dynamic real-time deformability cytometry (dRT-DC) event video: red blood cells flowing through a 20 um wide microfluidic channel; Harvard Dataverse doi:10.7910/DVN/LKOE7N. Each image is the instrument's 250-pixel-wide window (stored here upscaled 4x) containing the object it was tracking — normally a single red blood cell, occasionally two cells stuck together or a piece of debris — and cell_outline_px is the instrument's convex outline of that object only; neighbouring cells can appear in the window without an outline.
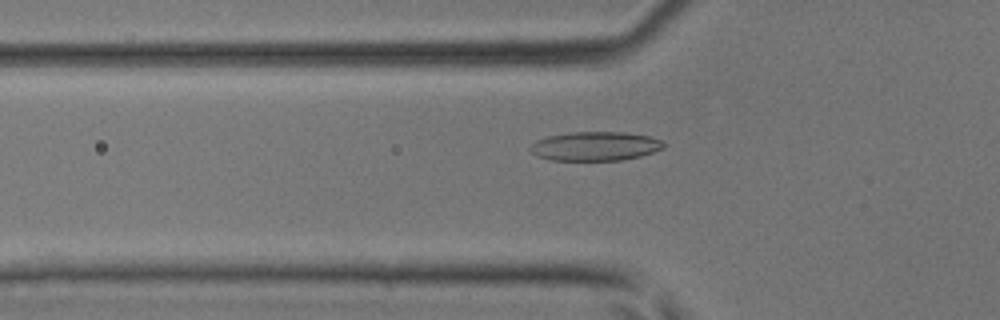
{"species": "common noctule bat (a hibernating species)", "species_latin": "Nyctalus noctula", "temperature_condition": "room temperature", "stored_images_in_passage": 31, "camera_frame_rate_fps": 3000, "um_per_image_px": 0.085, "animal": {"sex": "male", "body_mass_g": 17.9, "forearm_length_mm": 54.2}, "frame": {"image": 1, "passage_image": 2, "time_ms": 0.333, "image_size_px": [1000, 320], "cell_outline_px": [[664, 148], [640, 156], [620, 160], [552, 160], [536, 156], [528, 148], [536, 140], [548, 136], [572, 132], [624, 132], [648, 136], [660, 140], [664, 144]], "centroid_in_image_um": [50.56, 12.42], "position_along_channel_um": 75.2, "area_um2": 22.43}}
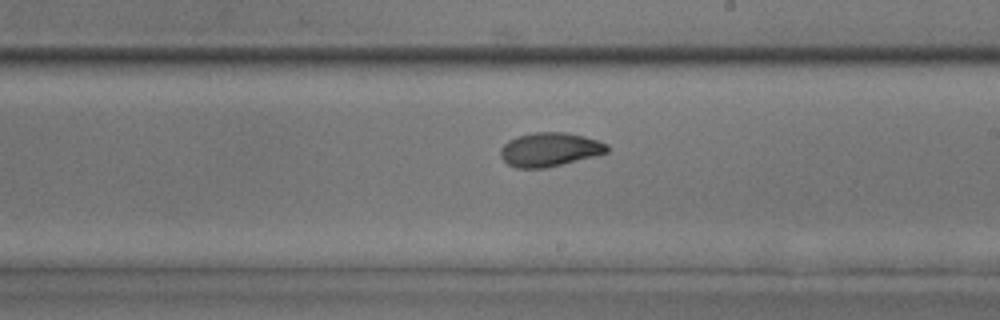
{"frame": {"image": 2, "passage_image": 13, "time_ms": 4.0, "image_size_px": [1000, 320], "cell_outline_px": [[608, 152], [596, 156], [544, 168], [516, 168], [508, 164], [500, 156], [500, 148], [508, 140], [516, 136], [536, 132], [564, 132], [584, 136], [608, 144]], "centroid_in_image_um": [46.71, 12.7], "position_along_channel_um": 242.3, "area_um2": 21.04}}
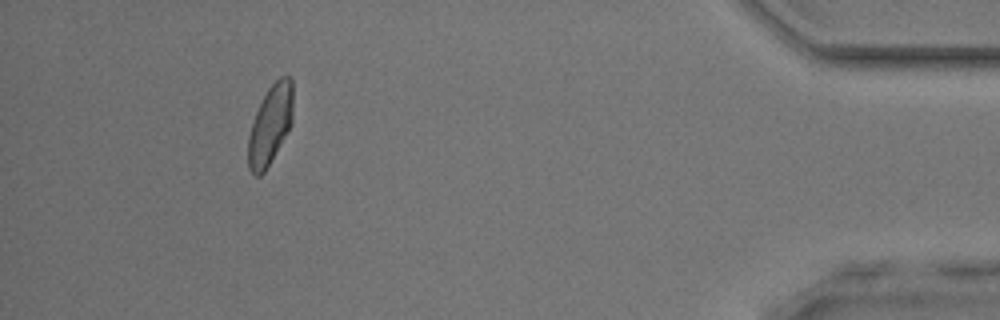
{"frame": {"image": 3, "passage_image": 28, "time_ms": 9.0, "image_size_px": [1000, 320], "cell_outline_px": [[292, 124], [264, 172], [260, 176], [256, 176], [248, 168], [248, 136], [256, 112], [268, 88], [280, 76], [288, 76], [292, 80]], "centroid_in_image_um": [22.97, 10.61], "position_along_channel_um": 412.2, "area_um2": 20.4}}